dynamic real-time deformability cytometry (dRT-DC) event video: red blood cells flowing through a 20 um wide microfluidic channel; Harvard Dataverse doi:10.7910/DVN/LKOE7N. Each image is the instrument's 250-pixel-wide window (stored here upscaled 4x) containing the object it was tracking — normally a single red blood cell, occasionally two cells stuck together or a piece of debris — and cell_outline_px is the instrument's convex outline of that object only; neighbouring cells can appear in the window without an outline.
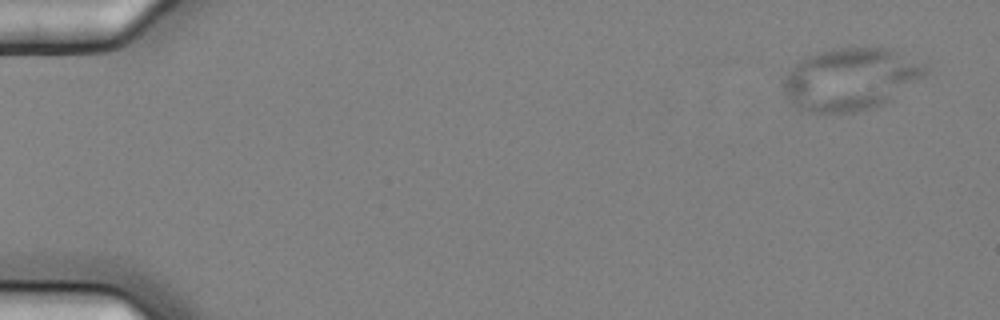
{"species": "common noctule bat (a hibernating species)", "species_latin": "Nyctalus noctula", "temperature_condition": "cold", "stored_images_in_passage": 6, "camera_frame_rate_fps": 3000, "um_per_image_px": 0.085, "animal": {"sex": "female", "body_mass_g": 25.1}, "frame": {"image": 1, "passage_image": 1, "time_ms": 0.0, "image_size_px": [1000, 320], "cell_outline_px": [[928, 72], [924, 76], [884, 104], [872, 108], [856, 112], [800, 112], [788, 100], [784, 88], [784, 76], [800, 60], [816, 52], [836, 48], [892, 48], [924, 64], [928, 68]], "centroid_in_image_um": [72.28, 6.73], "position_along_channel_um": 12.7, "area_um2": 51.44}}